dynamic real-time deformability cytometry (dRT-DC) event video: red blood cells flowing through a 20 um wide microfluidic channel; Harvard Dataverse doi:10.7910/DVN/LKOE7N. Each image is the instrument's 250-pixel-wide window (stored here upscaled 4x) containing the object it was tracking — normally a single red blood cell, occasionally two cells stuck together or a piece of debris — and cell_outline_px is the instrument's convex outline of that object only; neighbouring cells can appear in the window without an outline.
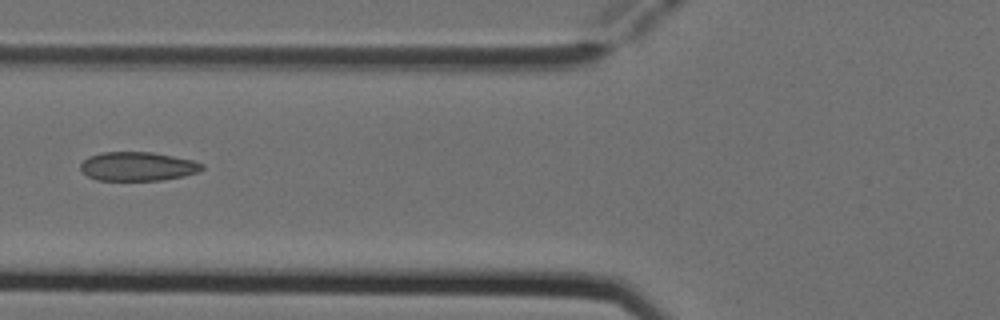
{"species": "Egyptian fruit bat (a non-hibernating species)", "species_latin": "Rousettus aegyptiacus", "temperature_condition": "cold", "stored_images_in_passage": 4, "camera_frame_rate_fps": 3000, "um_per_image_px": 0.085, "animal": {"sex": "female"}, "frame": {"image": 1, "passage_image": 3, "time_ms": 0.667, "image_size_px": [1000, 320], "cell_outline_px": [[204, 168], [196, 172], [184, 176], [160, 180], [96, 180], [88, 176], [80, 168], [80, 164], [88, 156], [104, 152], [152, 152], [192, 160], [204, 164]], "centroid_in_image_um": [11.69, 14.14], "position_along_channel_um": 114.1, "area_um2": 20.35}}
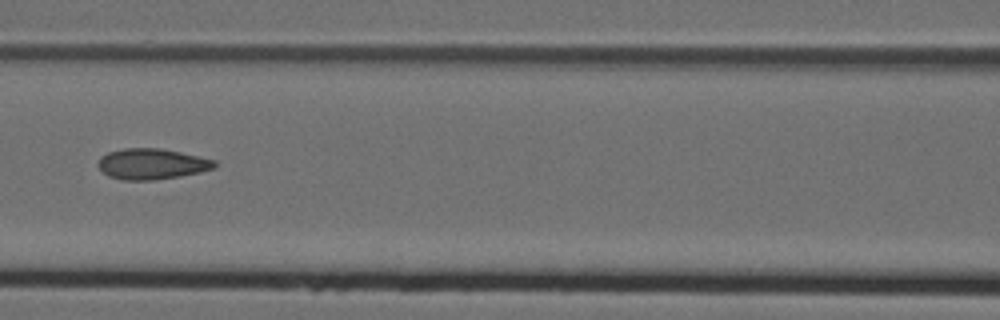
{"frame": {"image": 2, "passage_image": 4, "time_ms": 1.0, "image_size_px": [1000, 320], "cell_outline_px": [[216, 168], [200, 172], [180, 176], [156, 180], [120, 180], [108, 176], [96, 164], [100, 156], [108, 152], [124, 148], [160, 148], [180, 152], [216, 160]], "centroid_in_image_um": [12.89, 13.94], "position_along_channel_um": 153.7, "area_um2": 21.04}}